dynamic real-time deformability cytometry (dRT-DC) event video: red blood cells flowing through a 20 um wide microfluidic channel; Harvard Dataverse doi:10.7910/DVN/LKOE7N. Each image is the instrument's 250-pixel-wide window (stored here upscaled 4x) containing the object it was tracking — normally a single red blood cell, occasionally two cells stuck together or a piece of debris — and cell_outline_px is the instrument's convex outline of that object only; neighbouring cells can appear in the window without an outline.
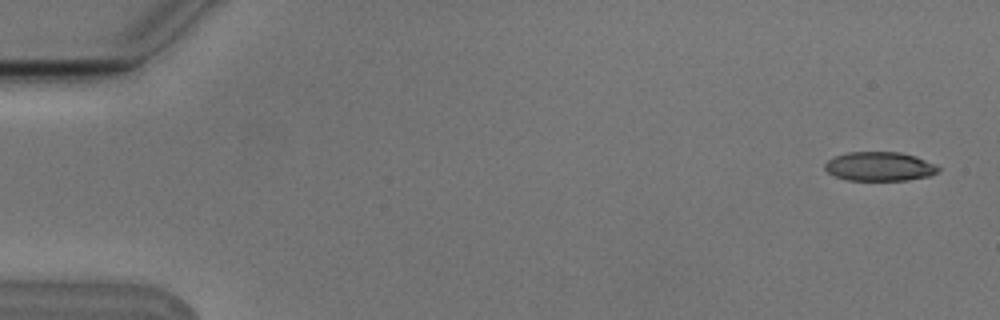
{"species": "Egyptian fruit bat (a non-hibernating species)", "species_latin": "Rousettus aegyptiacus", "temperature_condition": "cold", "stored_images_in_passage": 5, "camera_frame_rate_fps": 3000, "um_per_image_px": 0.085, "animal": {"sex": "male"}, "frame": {"image": 1, "passage_image": 1, "time_ms": 0.0, "image_size_px": [1000, 320], "cell_outline_px": [[940, 168], [932, 176], [908, 180], [844, 180], [828, 172], [824, 168], [824, 164], [828, 160], [836, 156], [848, 152], [900, 152], [916, 156], [936, 164]], "centroid_in_image_um": [74.78, 14.15], "position_along_channel_um": 10.2, "area_um2": 19.31}}
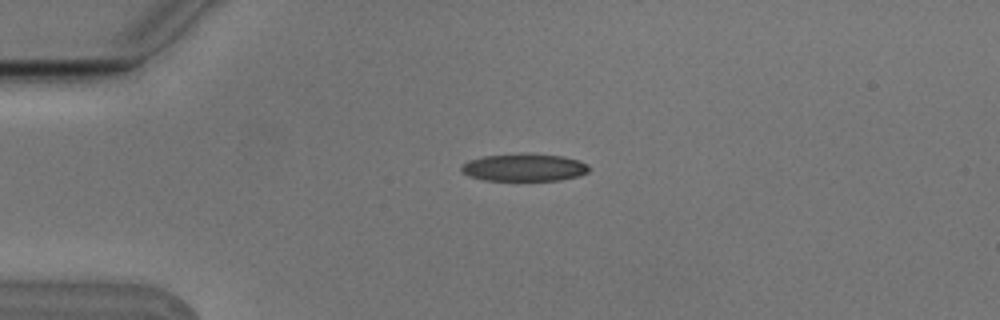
{"frame": {"image": 2, "passage_image": 4, "time_ms": 1.0, "image_size_px": [1000, 320], "cell_outline_px": [[592, 168], [588, 172], [580, 176], [560, 180], [484, 180], [468, 176], [460, 168], [468, 160], [484, 156], [520, 152], [528, 152], [564, 156], [580, 160], [588, 164]], "centroid_in_image_um": [44.62, 14.21], "position_along_channel_um": 40.4, "area_um2": 20.98}}